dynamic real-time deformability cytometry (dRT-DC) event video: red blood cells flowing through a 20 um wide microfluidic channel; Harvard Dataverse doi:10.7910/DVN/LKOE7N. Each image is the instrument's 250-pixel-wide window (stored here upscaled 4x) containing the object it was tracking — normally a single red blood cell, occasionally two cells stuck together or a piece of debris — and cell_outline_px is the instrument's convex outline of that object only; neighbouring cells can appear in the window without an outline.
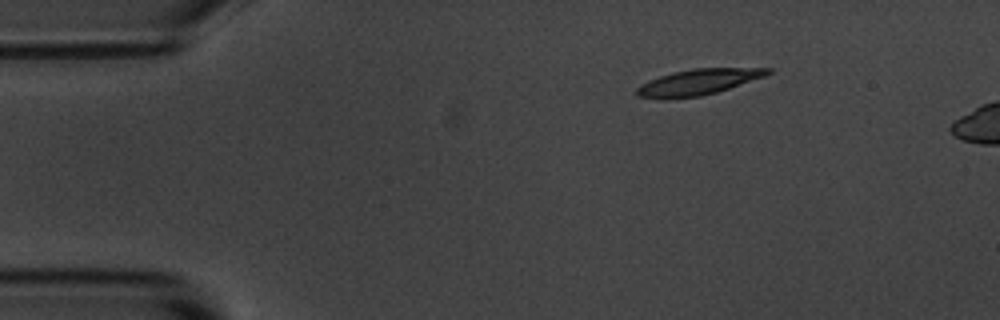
{"species": "common noctule bat (a hibernating species)", "species_latin": "Nyctalus noctula", "temperature_condition": "room temperature", "stored_images_in_passage": 5, "camera_frame_rate_fps": 3000, "um_per_image_px": 0.085, "animal": {"sex": "male", "body_mass_g": 20.1, "forearm_length_mm": 53.5}, "frame": {"image": 1, "passage_image": 5, "time_ms": 5.667, "image_size_px": [1000, 320], "cell_outline_px": [[772, 72], [764, 76], [716, 92], [700, 96], [668, 100], [660, 100], [636, 96], [636, 88], [640, 84], [648, 80], [672, 72], [692, 68], [772, 68]], "centroid_in_image_um": [59.24, 6.99], "position_along_channel_um": 25.8, "area_um2": 19.88}}